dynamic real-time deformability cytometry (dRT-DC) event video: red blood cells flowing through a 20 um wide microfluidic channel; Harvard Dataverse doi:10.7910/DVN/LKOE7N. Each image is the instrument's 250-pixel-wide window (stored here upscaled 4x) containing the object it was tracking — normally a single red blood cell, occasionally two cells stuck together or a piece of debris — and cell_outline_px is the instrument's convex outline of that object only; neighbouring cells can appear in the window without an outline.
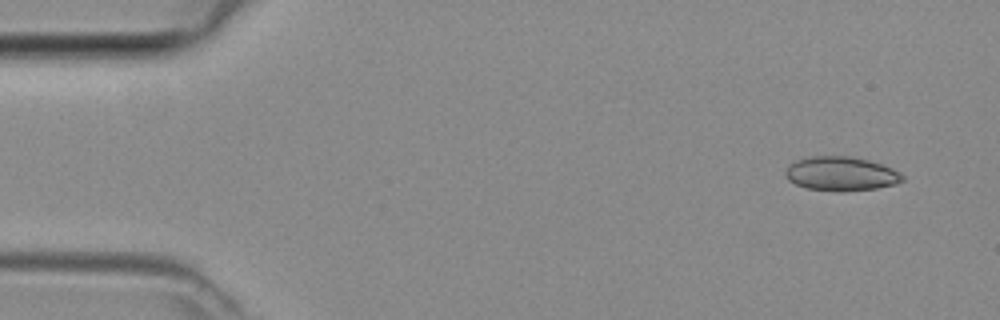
{"species": "common noctule bat (a hibernating species)", "species_latin": "Nyctalus noctula", "temperature_condition": "room temperature", "stored_images_in_passage": 43, "camera_frame_rate_fps": 3000, "um_per_image_px": 0.085, "animal": {"sex": "female", "body_mass_g": 29.2, "forearm_length_mm": 56.3}, "frame": {"image": 1, "passage_image": 1, "time_ms": 0.0, "image_size_px": [1000, 320], "cell_outline_px": [[904, 180], [896, 184], [876, 188], [844, 192], [840, 192], [808, 188], [796, 184], [788, 180], [784, 172], [788, 164], [796, 160], [812, 156], [852, 156], [868, 160], [892, 168], [900, 172], [904, 176]], "centroid_in_image_um": [71.49, 14.77], "position_along_channel_um": 13.5, "area_um2": 23.41}}
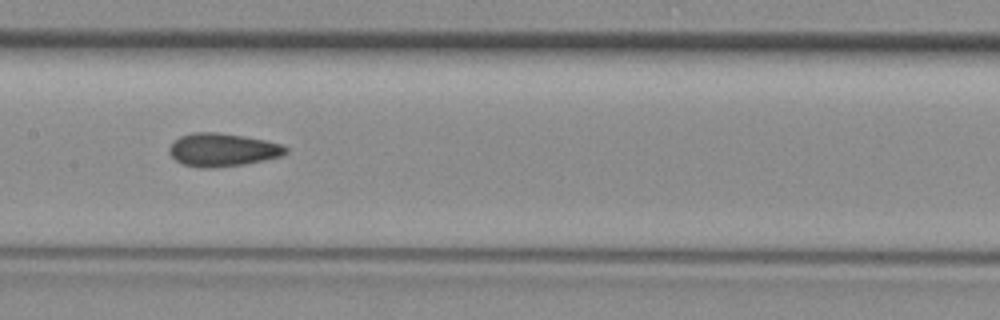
{"frame": {"image": 2, "passage_image": 20, "time_ms": 6.333, "image_size_px": [1000, 320], "cell_outline_px": [[288, 152], [280, 156], [264, 160], [244, 164], [212, 168], [200, 168], [184, 164], [176, 160], [168, 152], [168, 148], [172, 140], [180, 136], [196, 132], [216, 132], [264, 140], [280, 144], [288, 148]], "centroid_in_image_um": [18.87, 12.74], "position_along_channel_um": 188.5, "area_um2": 22.37}}
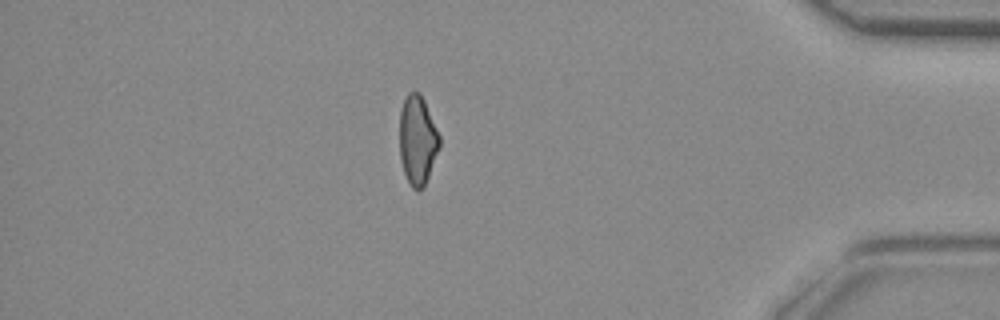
{"frame": {"image": 3, "passage_image": 37, "time_ms": 12.0, "image_size_px": [1000, 320], "cell_outline_px": [[440, 148], [424, 188], [416, 192], [412, 188], [404, 172], [400, 160], [400, 112], [404, 100], [408, 92], [420, 92], [424, 100], [440, 136]], "centroid_in_image_um": [35.5, 11.95], "position_along_channel_um": 399.7, "area_um2": 20.87}}